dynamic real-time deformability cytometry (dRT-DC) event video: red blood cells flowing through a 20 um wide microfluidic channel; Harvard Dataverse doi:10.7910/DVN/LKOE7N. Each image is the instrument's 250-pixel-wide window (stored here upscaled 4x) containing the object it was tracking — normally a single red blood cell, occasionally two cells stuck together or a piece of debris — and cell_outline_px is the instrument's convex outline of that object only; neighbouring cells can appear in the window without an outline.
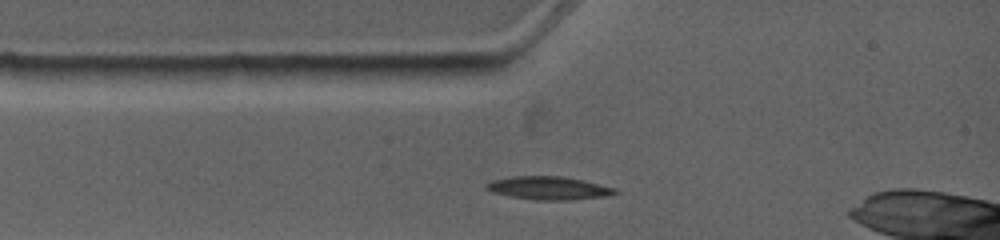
{"species": "common noctule bat (a hibernating species)", "species_latin": "Nyctalus noctula", "temperature_condition": "warm", "stored_images_in_passage": 4, "camera_frame_rate_fps": 4500, "um_per_image_px": 0.085, "animal": {"sex": "female", "body_mass_g": 19.0, "forearm_length_mm": 53.3}, "frame": {"image": 1, "passage_image": 1, "time_ms": 0.0, "image_size_px": [1000, 240], "cell_outline_px": [[620, 192], [604, 196], [572, 200], [532, 200], [492, 192], [484, 188], [484, 184], [492, 180], [512, 176], [564, 176], [584, 180], [616, 188]], "centroid_in_image_um": [46.63, 15.98], "position_along_channel_um": 38.4, "area_um2": 17.51}}
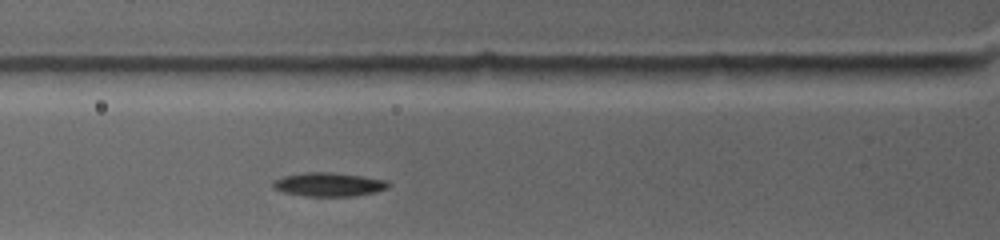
{"frame": {"image": 2, "passage_image": 3, "time_ms": 1.556, "image_size_px": [1000, 240], "cell_outline_px": [[392, 184], [388, 188], [376, 192], [356, 196], [304, 196], [284, 192], [272, 188], [272, 180], [284, 176], [304, 172], [332, 172], [388, 180]], "centroid_in_image_um": [27.96, 15.68], "position_along_channel_um": 97.8, "area_um2": 16.18}}